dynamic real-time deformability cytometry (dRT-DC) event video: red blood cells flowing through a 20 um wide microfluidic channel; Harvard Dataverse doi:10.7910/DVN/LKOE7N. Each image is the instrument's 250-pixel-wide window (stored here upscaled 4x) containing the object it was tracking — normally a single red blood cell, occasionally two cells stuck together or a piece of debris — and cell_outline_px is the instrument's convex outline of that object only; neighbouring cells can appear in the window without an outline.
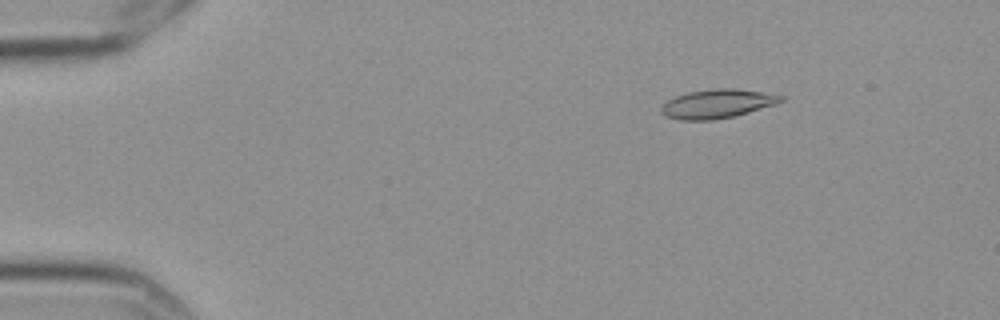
{"species": "Egyptian fruit bat (a non-hibernating species)", "species_latin": "Rousettus aegyptiacus", "temperature_condition": "cold", "stored_images_in_passage": 6, "camera_frame_rate_fps": 3000, "um_per_image_px": 0.085, "frame": {"image": 1, "passage_image": 3, "time_ms": 0.667, "image_size_px": [1000, 320], "cell_outline_px": [[784, 100], [776, 104], [736, 116], [712, 120], [680, 120], [668, 116], [660, 112], [660, 108], [668, 100], [676, 96], [688, 92], [716, 88], [736, 88], [784, 96]], "centroid_in_image_um": [60.98, 8.82], "position_along_channel_um": 24.0, "area_um2": 20.06}}
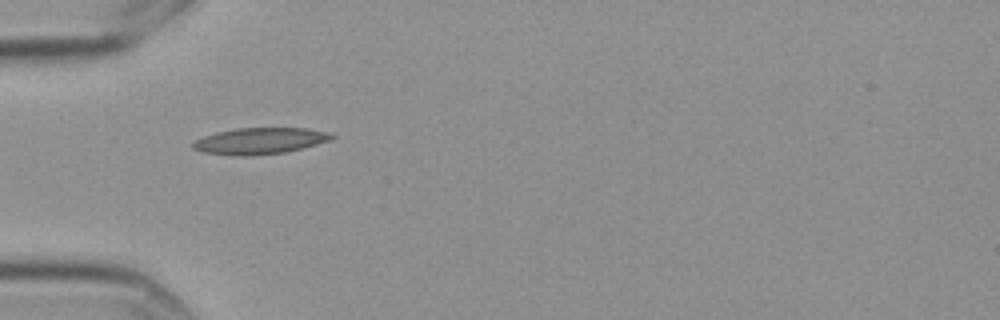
{"frame": {"image": 2, "passage_image": 6, "time_ms": 1.667, "image_size_px": [1000, 320], "cell_outline_px": [[336, 136], [332, 140], [304, 148], [284, 152], [252, 156], [240, 156], [204, 152], [192, 148], [192, 144], [196, 140], [204, 136], [216, 132], [236, 128], [308, 128], [332, 132]], "centroid_in_image_um": [22.16, 11.97], "position_along_channel_um": 62.8, "area_um2": 21.5}}